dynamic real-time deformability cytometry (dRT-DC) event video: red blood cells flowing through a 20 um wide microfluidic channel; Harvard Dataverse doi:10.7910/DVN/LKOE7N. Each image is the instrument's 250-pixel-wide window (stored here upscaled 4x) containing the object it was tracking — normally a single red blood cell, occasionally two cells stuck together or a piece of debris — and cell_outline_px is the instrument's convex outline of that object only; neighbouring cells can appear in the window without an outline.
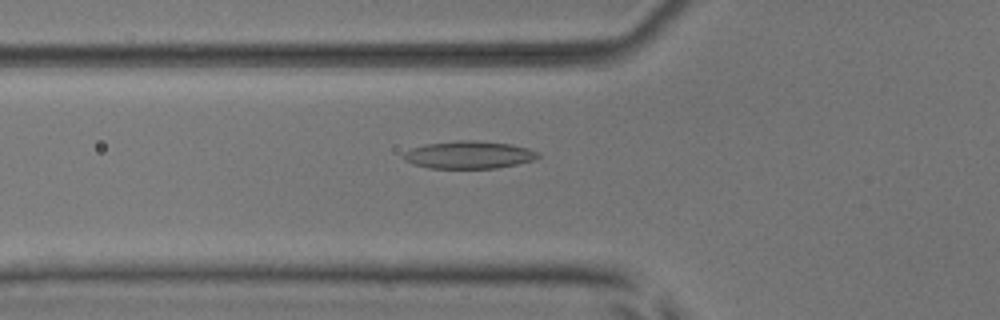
{"species": "common noctule bat (a hibernating species)", "species_latin": "Nyctalus noctula", "temperature_condition": "room temperature", "stored_images_in_passage": 20, "camera_frame_rate_fps": 3000, "um_per_image_px": 0.085, "animal": {"sex": "male", "body_mass_g": 17.9, "forearm_length_mm": 54.2}, "frame": {"image": 1, "passage_image": 2, "time_ms": 0.333, "image_size_px": [1000, 320], "cell_outline_px": [[540, 156], [532, 160], [516, 164], [496, 168], [428, 168], [412, 164], [404, 160], [400, 156], [404, 152], [412, 148], [424, 144], [456, 140], [476, 140], [512, 144], [528, 148], [540, 152]], "centroid_in_image_um": [39.82, 13.15], "position_along_channel_um": 86.0, "area_um2": 21.85}}
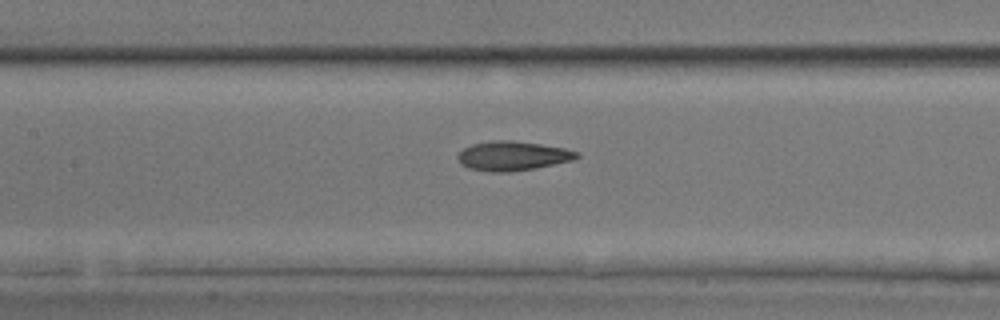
{"frame": {"image": 2, "passage_image": 8, "time_ms": 2.333, "image_size_px": [1000, 320], "cell_outline_px": [[580, 156], [572, 160], [536, 168], [508, 172], [492, 172], [468, 168], [460, 164], [456, 156], [464, 148], [472, 144], [492, 140], [512, 140], [540, 144], [564, 148], [580, 152]], "centroid_in_image_um": [43.56, 13.25], "position_along_channel_um": 163.8, "area_um2": 20.4}}
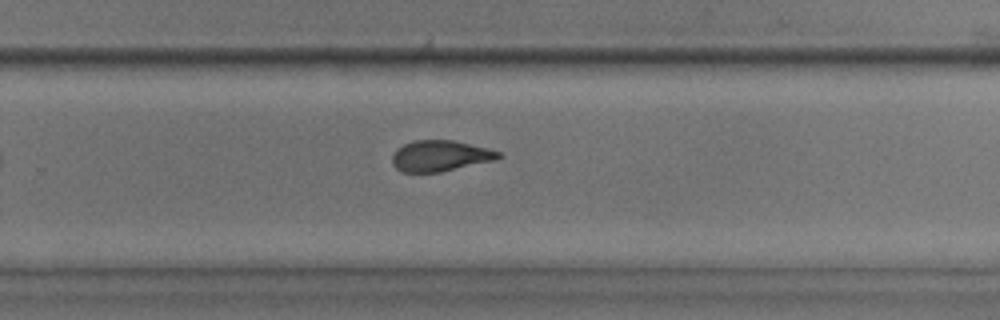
{"frame": {"image": 3, "passage_image": 18, "time_ms": 5.667, "image_size_px": [1000, 320], "cell_outline_px": [[504, 156], [496, 160], [440, 172], [400, 172], [392, 164], [392, 156], [396, 148], [412, 140], [452, 140], [488, 148], [500, 152]], "centroid_in_image_um": [37.41, 13.25], "position_along_channel_um": 292.4, "area_um2": 19.31}}